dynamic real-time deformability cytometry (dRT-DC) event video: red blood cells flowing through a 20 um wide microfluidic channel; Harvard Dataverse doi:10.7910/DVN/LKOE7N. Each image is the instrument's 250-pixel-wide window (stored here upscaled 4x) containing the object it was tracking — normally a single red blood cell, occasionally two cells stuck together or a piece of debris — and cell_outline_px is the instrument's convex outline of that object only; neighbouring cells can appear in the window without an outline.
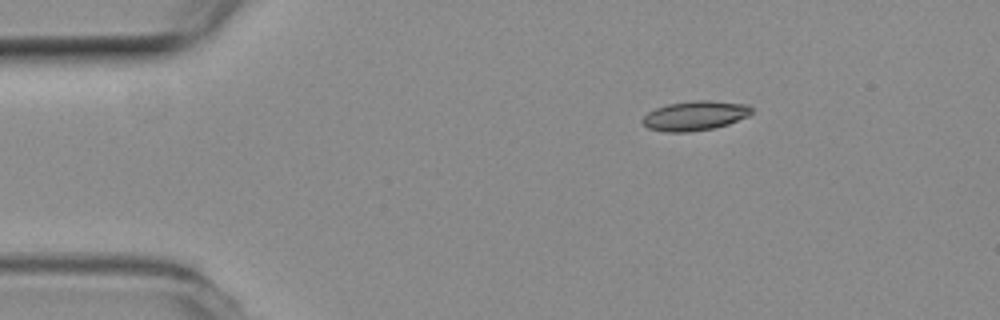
{"species": "common noctule bat (a hibernating species)", "species_latin": "Nyctalus noctula", "temperature_condition": "room temperature", "stored_images_in_passage": 3, "camera_frame_rate_fps": 3000, "um_per_image_px": 0.085, "animal": {"sex": "female", "body_mass_g": 19.3, "forearm_length_mm": 54.1}, "frame": {"image": 1, "passage_image": 1, "time_ms": 0.0, "image_size_px": [1000, 320], "cell_outline_px": [[752, 112], [748, 116], [728, 124], [716, 128], [688, 132], [668, 132], [648, 128], [640, 120], [648, 112], [656, 108], [668, 104], [692, 100], [708, 100], [748, 104], [752, 108]], "centroid_in_image_um": [59.08, 9.83], "position_along_channel_um": 25.9, "area_um2": 18.84}}
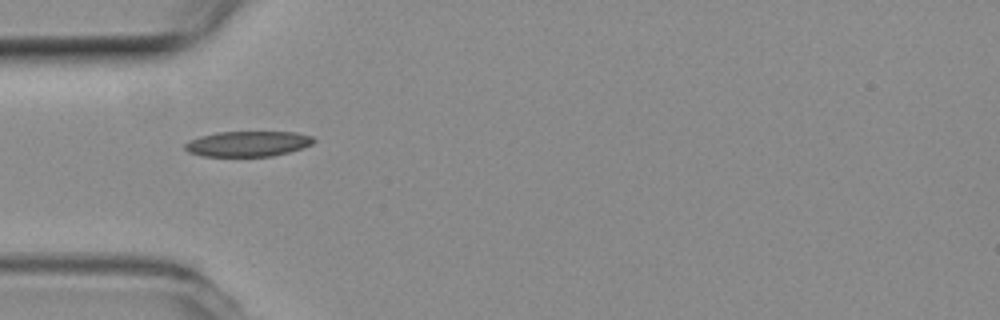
{"frame": {"image": 2, "passage_image": 3, "time_ms": 0.667, "image_size_px": [1000, 320], "cell_outline_px": [[316, 140], [312, 144], [304, 148], [272, 156], [204, 156], [188, 152], [184, 148], [184, 144], [200, 136], [220, 132], [296, 132], [312, 136]], "centroid_in_image_um": [21.11, 12.22], "position_along_channel_um": 63.9, "area_um2": 18.96}}